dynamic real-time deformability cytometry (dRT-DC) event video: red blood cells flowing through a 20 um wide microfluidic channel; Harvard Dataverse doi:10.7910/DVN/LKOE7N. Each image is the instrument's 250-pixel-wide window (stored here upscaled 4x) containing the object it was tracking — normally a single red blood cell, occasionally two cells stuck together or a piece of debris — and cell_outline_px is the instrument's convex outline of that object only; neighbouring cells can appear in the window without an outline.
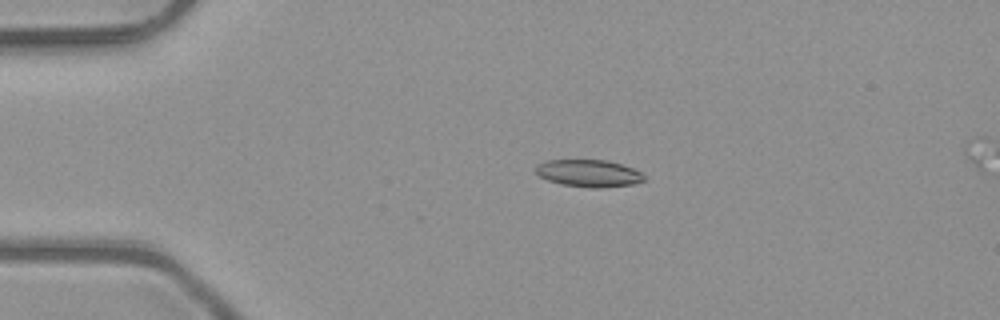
{"species": "common noctule bat (a hibernating species)", "species_latin": "Nyctalus noctula", "temperature_condition": "room temperature", "stored_images_in_passage": 5, "camera_frame_rate_fps": 3000, "um_per_image_px": 0.085, "animal": {"sex": "male", "body_mass_g": 23.1, "forearm_length_mm": 52.7}, "frame": {"image": 1, "passage_image": 4, "time_ms": 1.0, "image_size_px": [1000, 320], "cell_outline_px": [[644, 180], [632, 184], [600, 188], [588, 188], [560, 184], [548, 180], [540, 176], [536, 172], [536, 164], [548, 160], [608, 160], [632, 168], [640, 172], [644, 176]], "centroid_in_image_um": [50.01, 14.73], "position_along_channel_um": 35.0, "area_um2": 17.11}}